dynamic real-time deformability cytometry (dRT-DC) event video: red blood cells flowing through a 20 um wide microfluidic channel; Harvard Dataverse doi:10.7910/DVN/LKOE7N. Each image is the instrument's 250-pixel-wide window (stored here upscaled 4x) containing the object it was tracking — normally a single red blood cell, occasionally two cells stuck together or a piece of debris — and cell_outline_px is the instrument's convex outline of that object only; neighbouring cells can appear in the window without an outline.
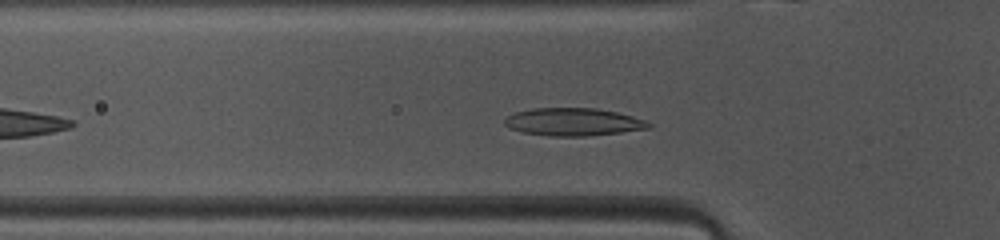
{"species": "common noctule bat (a hibernating species)", "species_latin": "Nyctalus noctula", "temperature_condition": "warm", "stored_images_in_passage": 27, "camera_frame_rate_fps": 3000, "um_per_image_px": 0.085, "animal": {"sex": "female", "body_mass_g": 10.0, "forearm_length_mm": 53.1}, "frame": {"image": 1, "passage_image": 2, "time_ms": 0.333, "image_size_px": [1000, 240], "cell_outline_px": [[652, 128], [620, 132], [584, 136], [552, 136], [524, 132], [508, 128], [504, 124], [504, 120], [508, 116], [516, 112], [532, 108], [596, 108], [616, 112], [648, 120], [652, 124]], "centroid_in_image_um": [48.76, 10.36], "position_along_channel_um": 77.0, "area_um2": 23.24}}
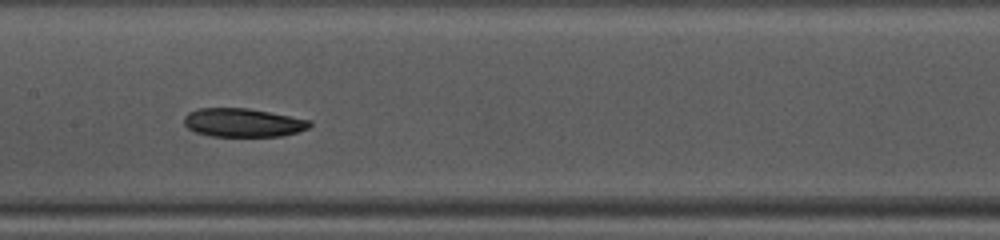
{"frame": {"image": 2, "passage_image": 10, "time_ms": 3.0, "image_size_px": [1000, 240], "cell_outline_px": [[312, 124], [308, 128], [284, 136], [212, 136], [196, 132], [188, 128], [184, 124], [184, 116], [188, 112], [196, 108], [248, 108], [312, 120]], "centroid_in_image_um": [20.65, 10.42], "position_along_channel_um": 186.8, "area_um2": 20.98}}
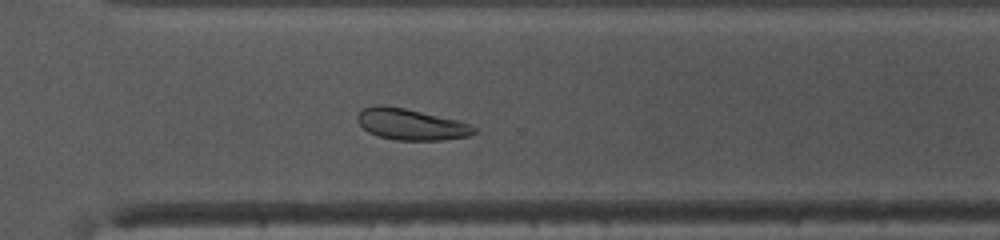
{"frame": {"image": 3, "passage_image": 21, "time_ms": 6.667, "image_size_px": [1000, 240], "cell_outline_px": [[476, 132], [468, 136], [444, 140], [396, 140], [380, 136], [368, 132], [356, 120], [356, 116], [364, 108], [380, 104], [384, 104], [404, 108], [456, 120], [468, 124], [476, 128]], "centroid_in_image_um": [34.91, 10.57], "position_along_channel_um": 335.7, "area_um2": 20.98}, "authors_computed_cell_mechanics": {"area_um2": 21.675, "velocity_mm_per_s": 4.0758, "shape_relaxation_time_tau1_ms": 7.0895, "shape_relaxation_time_tau2_ms": null, "deformation_change_tau1": 0.1286, "deformation_change_tau2": null}}